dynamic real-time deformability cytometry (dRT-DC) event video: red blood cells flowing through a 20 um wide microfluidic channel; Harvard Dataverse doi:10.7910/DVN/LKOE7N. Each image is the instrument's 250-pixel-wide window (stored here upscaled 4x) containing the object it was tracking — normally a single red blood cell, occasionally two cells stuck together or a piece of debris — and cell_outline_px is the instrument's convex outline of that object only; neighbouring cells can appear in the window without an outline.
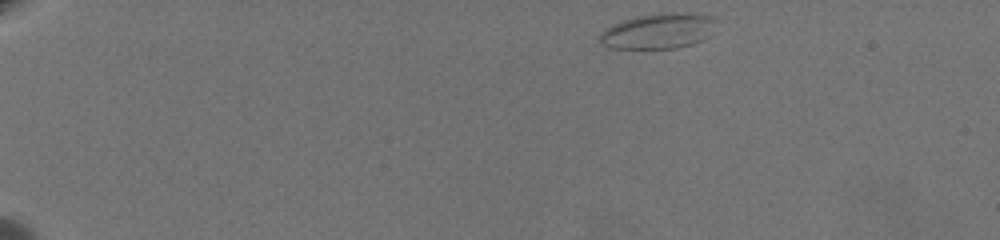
{"species": "common noctule bat (a hibernating species)", "species_latin": "Nyctalus noctula", "temperature_condition": "warm", "stored_images_in_passage": 55, "camera_frame_rate_fps": 3000, "um_per_image_px": 0.085, "animal": {"sex": "female", "body_mass_g": 19.5, "forearm_length_mm": 54.1}, "frame": {"image": 1, "passage_image": 1, "time_ms": 0.0, "image_size_px": [1000, 240], "cell_outline_px": [[716, 20], [704, 40], [692, 44], [676, 48], [608, 48], [600, 44], [600, 32], [612, 24], [636, 16], [664, 12], [692, 12], [708, 16]], "centroid_in_image_um": [55.91, 2.63], "position_along_channel_um": 29.1, "area_um2": 23.99}}
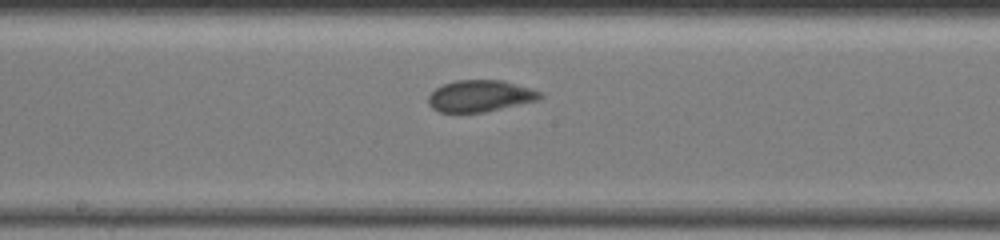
{"frame": {"image": 2, "passage_image": 28, "time_ms": 9.0, "image_size_px": [1000, 240], "cell_outline_px": [[544, 96], [540, 100], [484, 112], [440, 112], [432, 108], [428, 104], [428, 96], [436, 88], [444, 84], [456, 80], [504, 80], [540, 92]], "centroid_in_image_um": [40.81, 8.16], "position_along_channel_um": 207.4, "area_um2": 20.52}}
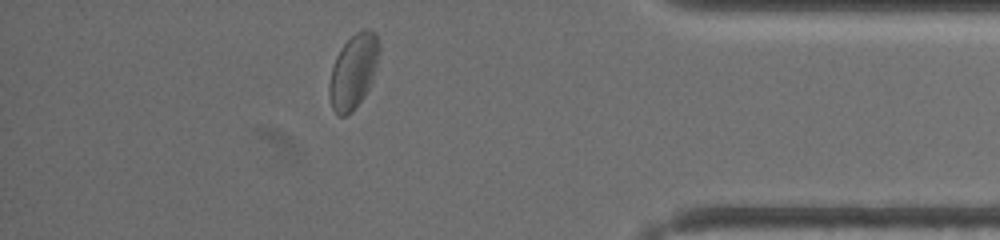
{"frame": {"image": 3, "passage_image": 48, "time_ms": 15.667, "image_size_px": [1000, 240], "cell_outline_px": [[380, 52], [372, 80], [364, 96], [352, 112], [344, 116], [340, 116], [332, 108], [328, 96], [328, 84], [332, 68], [336, 56], [344, 44], [356, 32], [364, 28], [368, 28], [376, 32], [380, 40]], "centroid_in_image_um": [30.05, 6.04], "position_along_channel_um": 405.2, "area_um2": 21.79}, "authors_computed_cell_mechanics": {"area_um2": 20.5768, "velocity_mm_per_s": 3.3212, "shape_relaxation_time_tau1_ms": 5.9459, "shape_relaxation_time_tau2_ms": null, "deformation_change_tau1": 0.1186, "deformation_change_tau2": null}}